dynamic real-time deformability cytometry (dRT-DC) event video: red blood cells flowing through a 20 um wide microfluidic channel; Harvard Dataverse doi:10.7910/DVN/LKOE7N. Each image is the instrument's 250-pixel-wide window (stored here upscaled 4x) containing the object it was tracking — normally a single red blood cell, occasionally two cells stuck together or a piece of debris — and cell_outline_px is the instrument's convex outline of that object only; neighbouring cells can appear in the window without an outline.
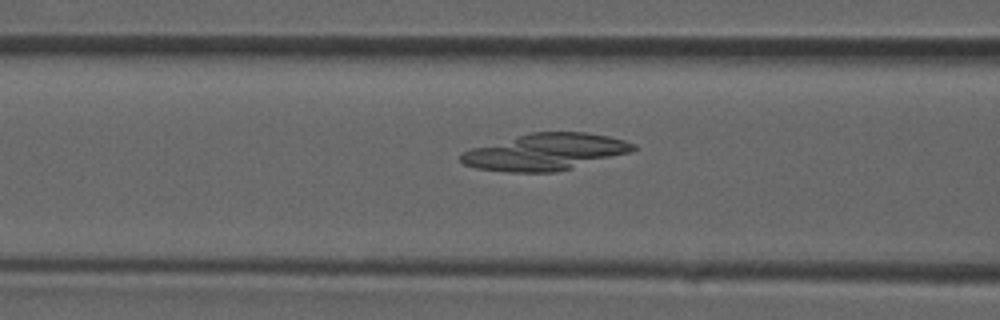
{"species": "common noctule bat (a hibernating species)", "species_latin": "Nyctalus noctula", "temperature_condition": "room temperature", "stored_images_in_passage": 21, "camera_frame_rate_fps": 3000, "um_per_image_px": 0.085, "animal": {"sex": "male", "forearm_length_mm": 52.5}, "frame": {"image": 1, "passage_image": 4, "time_ms": 1.0, "image_size_px": [1000, 320], "cell_outline_px": [[636, 148], [632, 152], [572, 168], [556, 172], [508, 172], [476, 168], [464, 164], [460, 160], [460, 156], [464, 152], [472, 148], [532, 132], [584, 132], [608, 136], [624, 140], [636, 144]], "centroid_in_image_um": [46.38, 12.92], "position_along_channel_um": 120.2, "area_um2": 36.47}}